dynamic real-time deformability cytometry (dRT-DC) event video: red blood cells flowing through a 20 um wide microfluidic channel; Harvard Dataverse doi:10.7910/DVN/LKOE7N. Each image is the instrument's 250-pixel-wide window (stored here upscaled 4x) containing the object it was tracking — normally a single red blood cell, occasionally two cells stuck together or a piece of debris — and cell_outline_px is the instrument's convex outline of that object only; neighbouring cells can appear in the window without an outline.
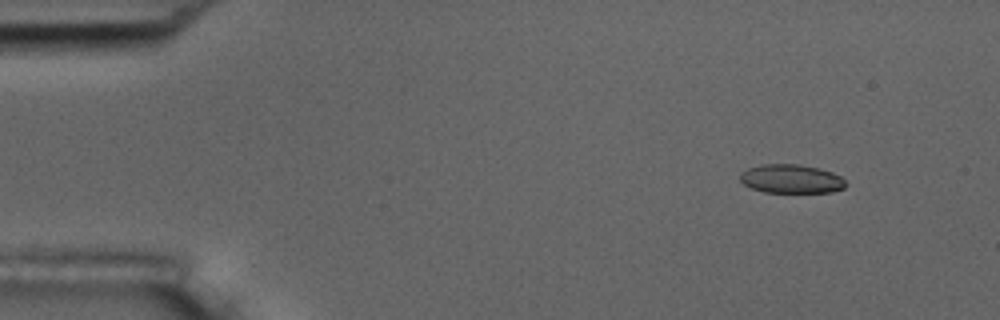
{"species": "common noctule bat (a hibernating species)", "species_latin": "Nyctalus noctula", "temperature_condition": "room temperature", "stored_images_in_passage": 5, "camera_frame_rate_fps": 3000, "um_per_image_px": 0.085, "animal": {"sex": "male", "body_mass_g": 17.5, "forearm_length_mm": 52.3}, "frame": {"image": 1, "passage_image": 2, "time_ms": 1.333, "image_size_px": [1000, 320], "cell_outline_px": [[848, 184], [844, 188], [832, 192], [764, 192], [752, 188], [744, 184], [740, 180], [740, 172], [748, 168], [760, 164], [800, 164], [820, 168], [832, 172], [840, 176]], "centroid_in_image_um": [67.26, 15.19], "position_along_channel_um": 17.7, "area_um2": 17.86}}
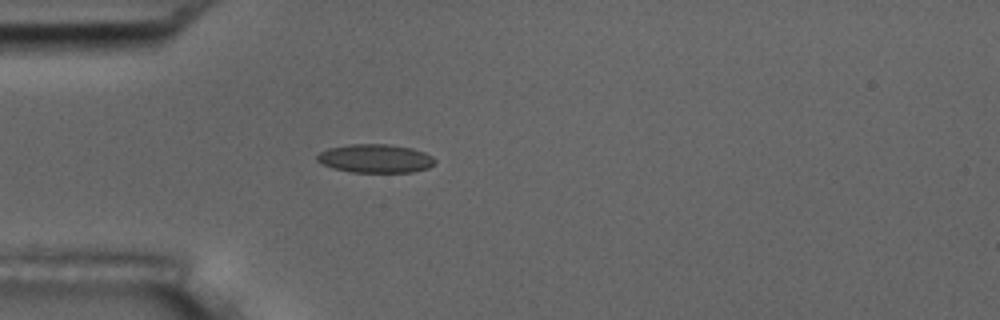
{"frame": {"image": 2, "passage_image": 5, "time_ms": 4.667, "image_size_px": [1000, 320], "cell_outline_px": [[436, 160], [428, 168], [412, 172], [352, 172], [332, 168], [316, 160], [316, 156], [320, 152], [328, 148], [348, 144], [388, 144], [412, 148], [424, 152], [432, 156]], "centroid_in_image_um": [31.89, 13.46], "position_along_channel_um": 53.1, "area_um2": 19.59}}